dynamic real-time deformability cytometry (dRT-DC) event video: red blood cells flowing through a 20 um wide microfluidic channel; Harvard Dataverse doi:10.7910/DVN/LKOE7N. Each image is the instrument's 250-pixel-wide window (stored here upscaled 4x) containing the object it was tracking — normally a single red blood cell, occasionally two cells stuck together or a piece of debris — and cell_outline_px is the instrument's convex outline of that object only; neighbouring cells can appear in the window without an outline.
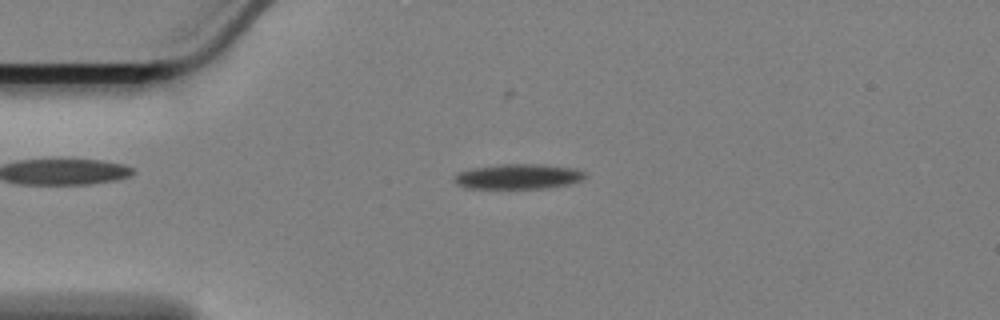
{"species": "Egyptian fruit bat (a non-hibernating species)", "species_latin": "Rousettus aegyptiacus", "temperature_condition": "cold", "stored_images_in_passage": 26, "camera_frame_rate_fps": 3000, "um_per_image_px": 0.085, "animal": {"sex": "female"}, "frame": {"image": 1, "passage_image": 14, "time_ms": 4.333, "image_size_px": [1000, 320], "cell_outline_px": [[588, 176], [580, 180], [568, 184], [544, 188], [468, 188], [456, 184], [452, 180], [452, 176], [460, 172], [472, 168], [500, 164], [544, 164], [576, 168], [588, 172]], "centroid_in_image_um": [44.07, 14.99], "position_along_channel_um": 40.9, "area_um2": 19.31}}
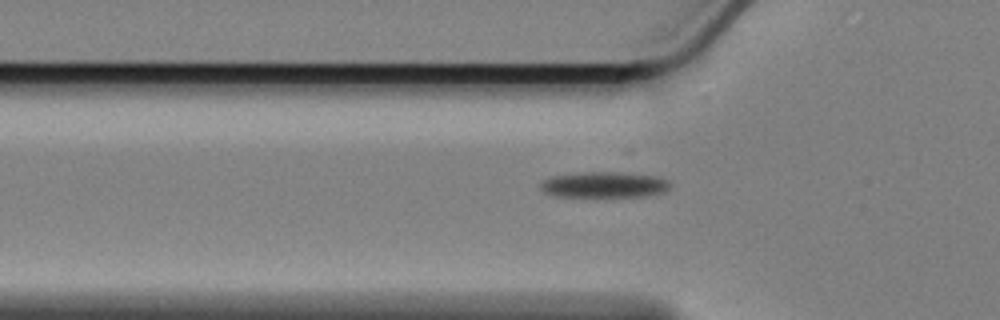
{"frame": {"image": 2, "passage_image": 19, "time_ms": 6.0, "image_size_px": [1000, 320], "cell_outline_px": [[672, 184], [664, 192], [644, 196], [556, 196], [544, 192], [540, 188], [540, 184], [544, 180], [552, 176], [584, 172], [620, 172], [656, 176], [668, 180]], "centroid_in_image_um": [51.37, 15.69], "position_along_channel_um": 74.4, "area_um2": 19.36}}
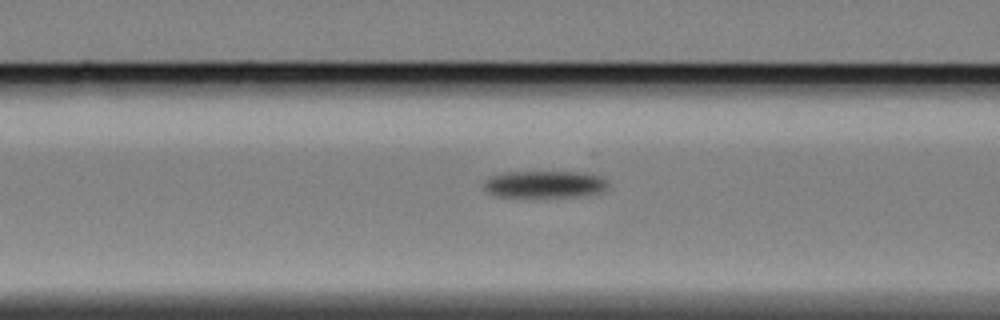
{"frame": {"image": 3, "passage_image": 23, "time_ms": 7.333, "image_size_px": [1000, 320], "cell_outline_px": [[608, 188], [604, 192], [580, 196], [496, 196], [488, 192], [484, 188], [484, 180], [492, 176], [504, 172], [576, 172], [600, 176], [608, 180]], "centroid_in_image_um": [46.33, 15.66], "position_along_channel_um": 120.3, "area_um2": 19.48}}